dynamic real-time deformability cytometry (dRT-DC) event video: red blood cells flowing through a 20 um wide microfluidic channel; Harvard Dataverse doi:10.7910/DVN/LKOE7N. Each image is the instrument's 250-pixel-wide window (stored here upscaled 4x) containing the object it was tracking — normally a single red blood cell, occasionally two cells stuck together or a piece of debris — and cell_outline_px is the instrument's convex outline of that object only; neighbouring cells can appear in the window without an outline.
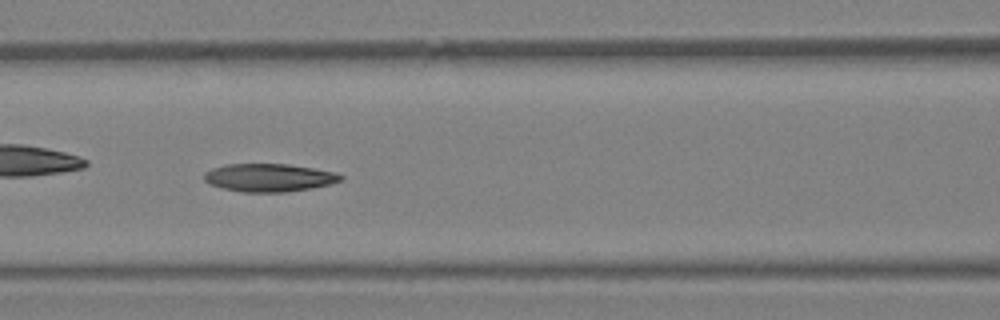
{"species": "Egyptian fruit bat (a non-hibernating species)", "species_latin": "Rousettus aegyptiacus", "temperature_condition": "warm", "stored_images_in_passage": 38, "camera_frame_rate_fps": 3000, "um_per_image_px": 0.085, "animal": {"sex": "female"}, "frame": {"image": 1, "passage_image": 17, "time_ms": 5.333, "image_size_px": [1000, 320], "cell_outline_px": [[344, 180], [312, 188], [288, 192], [244, 192], [220, 188], [204, 180], [204, 172], [212, 168], [228, 164], [288, 164], [312, 168], [332, 172], [344, 176]], "centroid_in_image_um": [22.86, 15.1], "position_along_channel_um": 143.7, "area_um2": 22.2}}
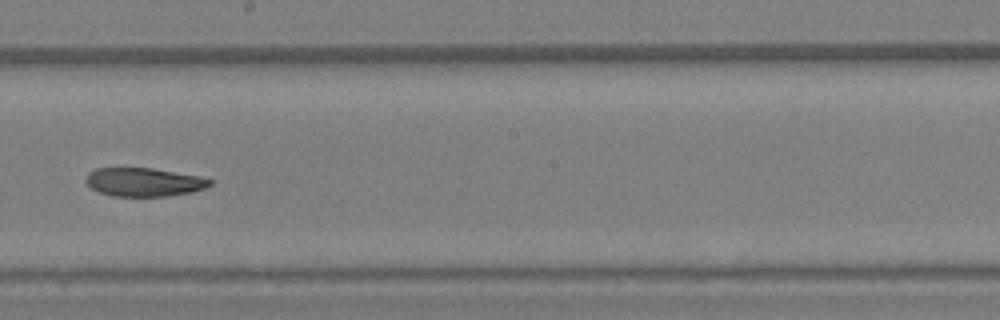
{"frame": {"image": 2, "passage_image": 22, "time_ms": 7.0, "image_size_px": [1000, 320], "cell_outline_px": [[212, 184], [204, 188], [192, 192], [164, 196], [112, 196], [100, 192], [92, 188], [84, 180], [84, 176], [88, 172], [96, 168], [152, 168], [200, 176], [212, 180]], "centroid_in_image_um": [12.21, 15.47], "position_along_channel_um": 236.0, "area_um2": 20.63}}